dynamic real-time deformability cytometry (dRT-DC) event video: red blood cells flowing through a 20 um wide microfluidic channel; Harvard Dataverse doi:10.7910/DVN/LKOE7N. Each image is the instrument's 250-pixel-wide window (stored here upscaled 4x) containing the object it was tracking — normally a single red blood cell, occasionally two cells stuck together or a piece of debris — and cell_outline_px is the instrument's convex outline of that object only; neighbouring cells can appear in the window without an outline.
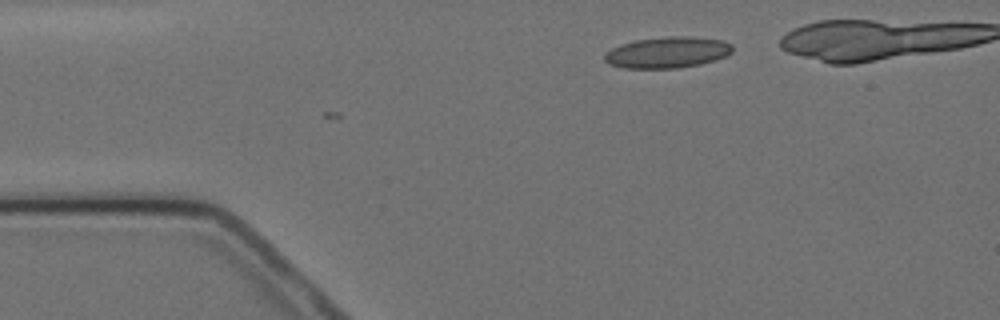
{"species": "Egyptian fruit bat (a non-hibernating species)", "species_latin": "Rousettus aegyptiacus", "temperature_condition": "cold", "stored_images_in_passage": 2, "camera_frame_rate_fps": 3000, "um_per_image_px": 0.085, "animal": {"sex": "female"}, "frame": {"image": 1, "passage_image": 2, "time_ms": 1.0, "image_size_px": [1000, 320], "cell_outline_px": [[732, 52], [716, 60], [700, 64], [676, 68], [624, 68], [608, 64], [604, 60], [604, 52], [620, 44], [636, 40], [668, 36], [688, 36], [724, 40], [732, 44]], "centroid_in_image_um": [56.71, 4.45], "position_along_channel_um": 28.3, "area_um2": 23.35}}